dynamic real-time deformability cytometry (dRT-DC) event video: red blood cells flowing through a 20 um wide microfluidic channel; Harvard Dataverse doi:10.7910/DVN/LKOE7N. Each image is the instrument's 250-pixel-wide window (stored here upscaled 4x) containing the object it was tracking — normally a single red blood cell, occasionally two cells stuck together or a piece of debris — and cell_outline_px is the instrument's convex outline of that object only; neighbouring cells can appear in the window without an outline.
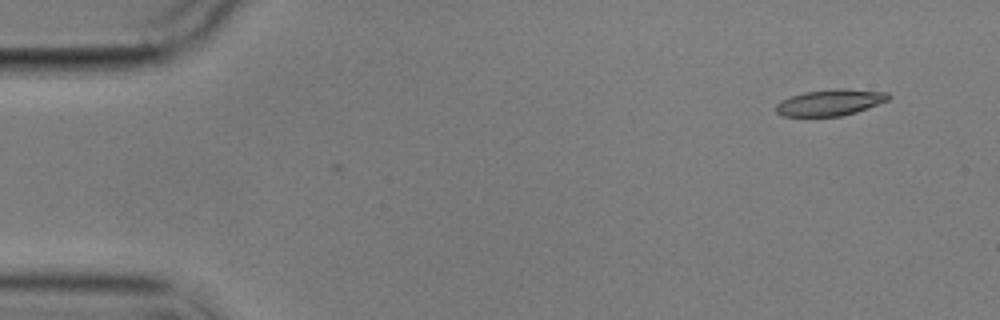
{"species": "common noctule bat (a hibernating species)", "species_latin": "Nyctalus noctula", "temperature_condition": "cold", "stored_images_in_passage": 9, "camera_frame_rate_fps": 3000, "um_per_image_px": 0.085, "animal": {"sex": "male", "body_mass_g": 17.9}, "frame": {"image": 1, "passage_image": 1, "time_ms": 0.0, "image_size_px": [1000, 320], "cell_outline_px": [[892, 96], [888, 100], [868, 108], [856, 112], [840, 116], [780, 116], [776, 112], [776, 104], [780, 100], [804, 92], [836, 88], [844, 88], [888, 92]], "centroid_in_image_um": [70.57, 8.7], "position_along_channel_um": 14.4, "area_um2": 17.34}}
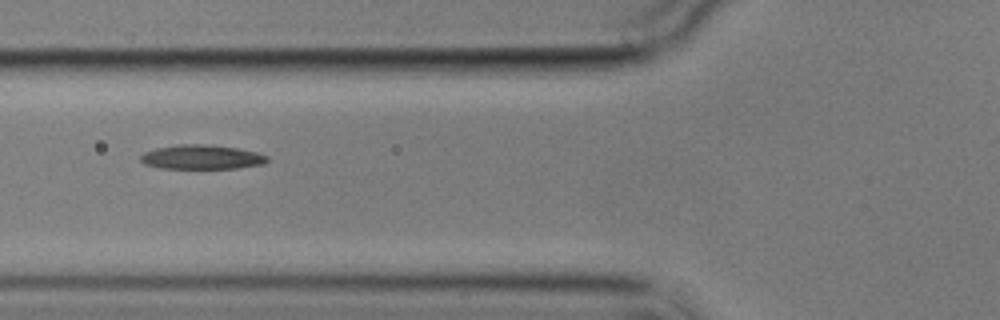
{"frame": {"image": 2, "passage_image": 6, "time_ms": 5.667, "image_size_px": [1000, 320], "cell_outline_px": [[268, 160], [264, 164], [236, 168], [160, 168], [144, 164], [140, 160], [140, 156], [144, 152], [156, 148], [180, 144], [204, 144], [236, 148], [256, 152], [268, 156]], "centroid_in_image_um": [17.12, 13.35], "position_along_channel_um": 108.7, "area_um2": 17.86}}
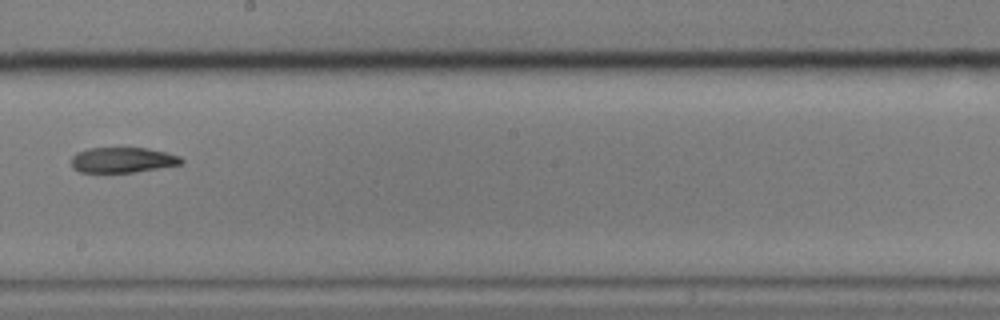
{"frame": {"image": 3, "passage_image": 9, "time_ms": 9.333, "image_size_px": [1000, 320], "cell_outline_px": [[184, 160], [180, 164], [132, 172], [80, 172], [72, 168], [72, 156], [76, 152], [88, 148], [148, 148], [180, 156]], "centroid_in_image_um": [10.37, 13.59], "position_along_channel_um": 237.8, "area_um2": 16.07}}